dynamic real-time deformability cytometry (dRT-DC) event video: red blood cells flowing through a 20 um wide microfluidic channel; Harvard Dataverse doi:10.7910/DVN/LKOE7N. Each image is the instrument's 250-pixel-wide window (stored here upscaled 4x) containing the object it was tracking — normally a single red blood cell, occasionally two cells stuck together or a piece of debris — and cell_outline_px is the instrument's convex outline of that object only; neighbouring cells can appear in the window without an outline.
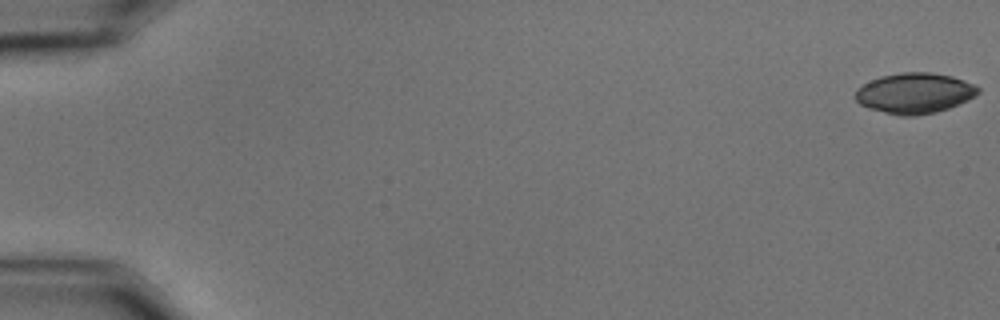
{"species": "common noctule bat (a hibernating species)", "species_latin": "Nyctalus noctula", "temperature_condition": "cold", "stored_images_in_passage": 58, "camera_frame_rate_fps": 3000, "um_per_image_px": 0.085, "animal": {"sex": "male", "body_mass_g": 15.6}, "frame": {"image": 1, "passage_image": 1, "time_ms": 0.0, "image_size_px": [1000, 320], "cell_outline_px": [[980, 92], [968, 100], [948, 108], [936, 112], [916, 116], [900, 116], [868, 108], [860, 104], [856, 100], [856, 88], [880, 76], [900, 72], [932, 72], [952, 76], [976, 84], [980, 88]], "centroid_in_image_um": [77.76, 7.91], "position_along_channel_um": 7.2, "area_um2": 29.13}}
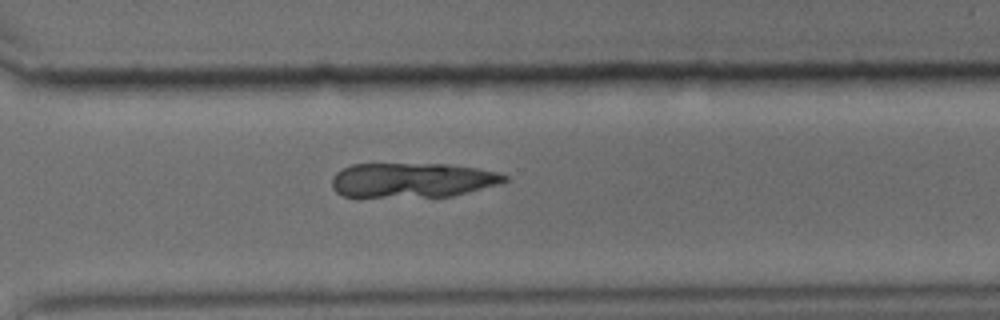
{"frame": {"image": 2, "passage_image": 43, "time_ms": 14.0, "image_size_px": [1000, 320], "cell_outline_px": [[508, 180], [500, 184], [452, 196], [344, 196], [336, 192], [332, 188], [332, 176], [336, 172], [352, 164], [444, 164], [476, 168], [500, 172], [508, 176]], "centroid_in_image_um": [35.07, 15.3], "position_along_channel_um": 335.5, "area_um2": 34.68}}
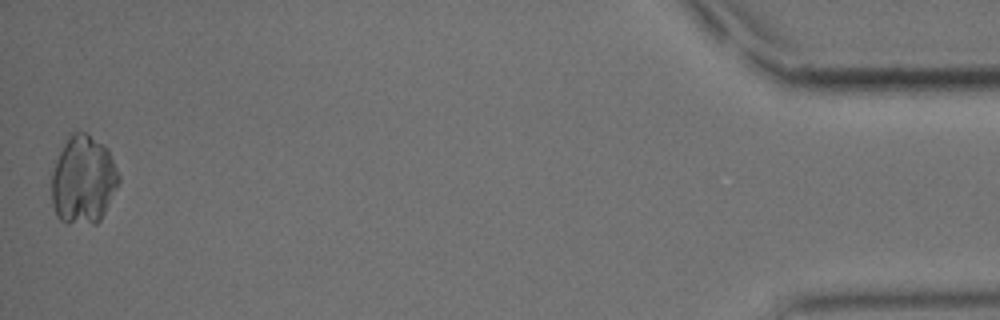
{"frame": {"image": 3, "passage_image": 58, "time_ms": 19.0, "image_size_px": [1000, 320], "cell_outline_px": [[120, 180], [100, 220], [96, 224], [68, 224], [60, 220], [56, 216], [52, 204], [52, 172], [56, 160], [68, 132], [84, 132], [104, 144], [108, 148], [120, 176]], "centroid_in_image_um": [7.06, 15.29], "position_along_channel_um": 428.1, "area_um2": 34.91}}